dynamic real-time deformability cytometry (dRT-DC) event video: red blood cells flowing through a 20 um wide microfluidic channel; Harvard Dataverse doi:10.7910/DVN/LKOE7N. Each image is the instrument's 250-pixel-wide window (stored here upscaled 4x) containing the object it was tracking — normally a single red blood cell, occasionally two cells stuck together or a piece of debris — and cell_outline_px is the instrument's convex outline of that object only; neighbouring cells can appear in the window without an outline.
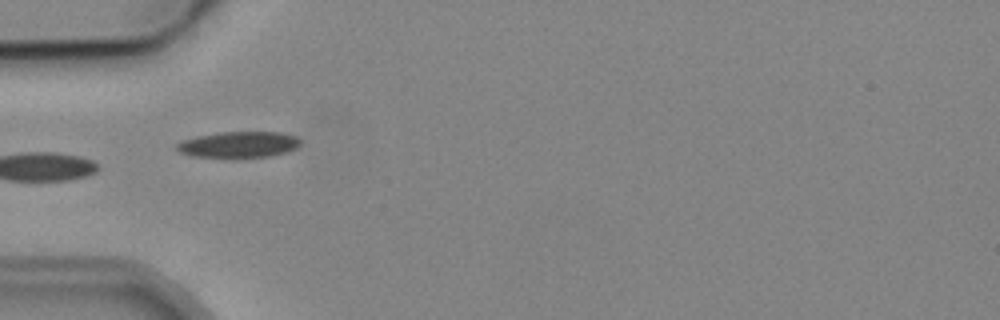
{"species": "common noctule bat (a hibernating species)", "species_latin": "Nyctalus noctula", "temperature_condition": "cold", "stored_images_in_passage": 7, "camera_frame_rate_fps": 3000, "um_per_image_px": 0.085, "animal": {"sex": "male", "body_mass_g": 19.2, "forearm_length_mm": 51.8}, "frame": {"image": 1, "passage_image": 5, "time_ms": 4.667, "image_size_px": [1000, 320], "cell_outline_px": [[300, 144], [296, 148], [284, 152], [268, 156], [232, 160], [192, 156], [180, 152], [176, 148], [176, 144], [180, 140], [196, 136], [220, 132], [280, 132], [296, 136], [300, 140]], "centroid_in_image_um": [20.23, 12.32], "position_along_channel_um": 64.8, "area_um2": 19.48}}